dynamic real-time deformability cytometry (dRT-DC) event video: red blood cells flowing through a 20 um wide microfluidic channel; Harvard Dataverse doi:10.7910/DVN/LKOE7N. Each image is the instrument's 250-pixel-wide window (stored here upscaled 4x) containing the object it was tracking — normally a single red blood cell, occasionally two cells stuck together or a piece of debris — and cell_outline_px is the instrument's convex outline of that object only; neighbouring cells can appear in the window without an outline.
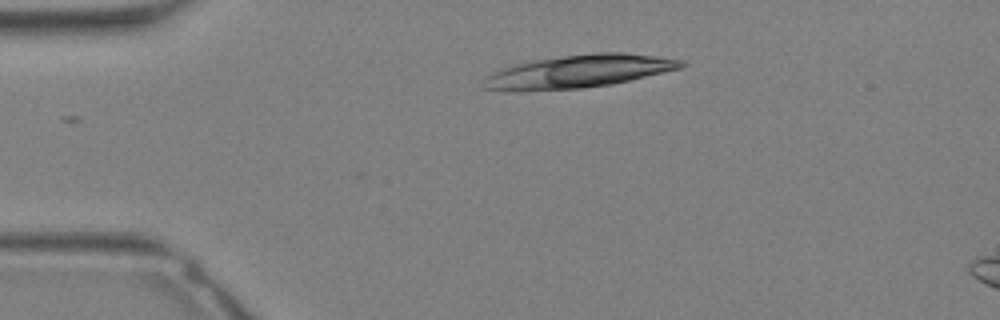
{"species": "Egyptian fruit bat (a non-hibernating species)", "species_latin": "Rousettus aegyptiacus", "temperature_condition": "warm", "stored_images_in_passage": 5, "camera_frame_rate_fps": 3000, "um_per_image_px": 0.085, "animal": {"sex": "female"}, "frame": {"image": 1, "passage_image": 1, "time_ms": 0.0, "image_size_px": [1000, 320], "cell_outline_px": [[688, 64], [680, 68], [612, 84], [580, 88], [520, 92], [504, 92], [484, 88], [480, 84], [484, 76], [492, 72], [512, 64], [528, 60], [596, 52], [624, 52], [656, 56], [684, 60]], "centroid_in_image_um": [49.06, 6.08], "position_along_channel_um": 35.9, "area_um2": 38.55}}